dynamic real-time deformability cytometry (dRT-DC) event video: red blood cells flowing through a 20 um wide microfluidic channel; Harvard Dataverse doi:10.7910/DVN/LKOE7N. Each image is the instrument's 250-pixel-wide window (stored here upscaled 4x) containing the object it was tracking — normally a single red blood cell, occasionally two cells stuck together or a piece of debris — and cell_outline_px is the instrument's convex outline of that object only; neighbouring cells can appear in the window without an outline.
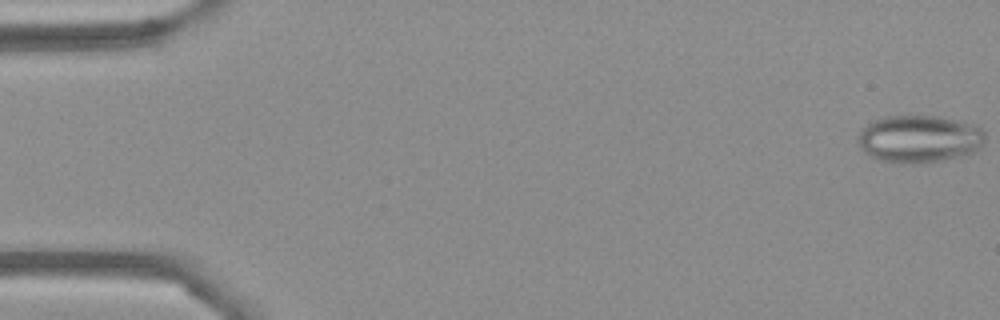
{"species": "Egyptian fruit bat (a non-hibernating species)", "species_latin": "Rousettus aegyptiacus", "temperature_condition": "cold", "stored_images_in_passage": 55, "camera_frame_rate_fps": 3000, "um_per_image_px": 0.085, "frame": {"image": 1, "passage_image": 1, "time_ms": 0.0, "image_size_px": [1000, 320], "cell_outline_px": [[984, 144], [976, 152], [960, 156], [920, 164], [900, 164], [880, 160], [864, 152], [856, 140], [860, 132], [872, 120], [884, 116], [940, 116], [976, 124], [984, 132]], "centroid_in_image_um": [78.15, 11.81], "position_along_channel_um": 6.8, "area_um2": 35.55}}
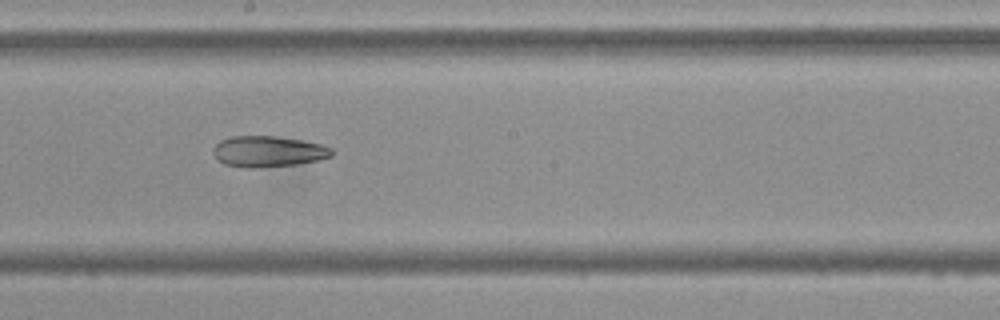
{"frame": {"image": 2, "passage_image": 30, "time_ms": 9.667, "image_size_px": [1000, 320], "cell_outline_px": [[332, 156], [316, 160], [296, 164], [256, 168], [248, 168], [224, 164], [212, 152], [212, 148], [220, 140], [232, 136], [276, 136], [300, 140], [320, 144], [332, 148]], "centroid_in_image_um": [22.76, 12.87], "position_along_channel_um": 225.4, "area_um2": 21.21}}
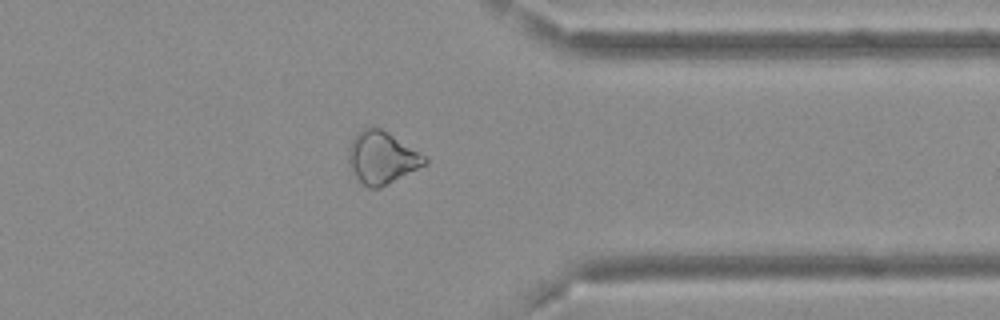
{"frame": {"image": 3, "passage_image": 43, "time_ms": 14.0, "image_size_px": [1000, 320], "cell_outline_px": [[428, 164], [380, 188], [368, 188], [356, 176], [348, 164], [348, 148], [356, 132], [364, 128], [380, 128], [424, 156], [428, 160]], "centroid_in_image_um": [32.44, 13.42], "position_along_channel_um": 379.0, "area_um2": 22.83}}